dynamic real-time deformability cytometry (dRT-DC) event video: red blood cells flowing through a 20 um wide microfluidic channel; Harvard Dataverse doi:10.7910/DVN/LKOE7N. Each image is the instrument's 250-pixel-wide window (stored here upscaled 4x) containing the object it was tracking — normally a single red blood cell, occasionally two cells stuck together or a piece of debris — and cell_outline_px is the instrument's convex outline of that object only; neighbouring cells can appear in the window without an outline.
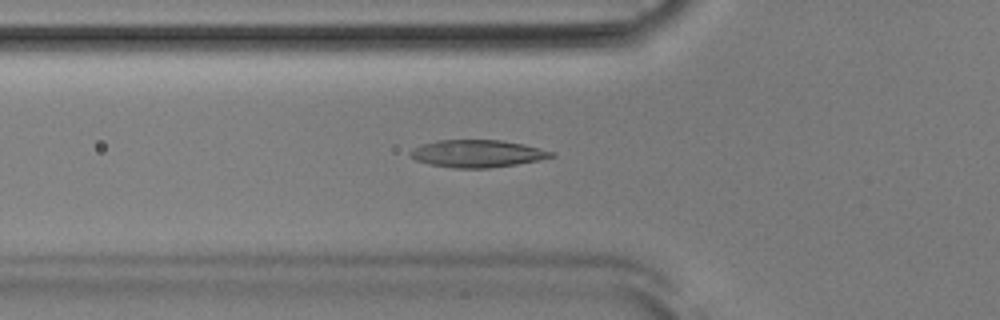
{"species": "Egyptian fruit bat (a non-hibernating species)", "species_latin": "Rousettus aegyptiacus", "temperature_condition": "room temperature", "stored_images_in_passage": 52, "camera_frame_rate_fps": 3000, "um_per_image_px": 0.085, "animal": {"sex": "male"}, "frame": {"image": 1, "passage_image": 18, "time_ms": 5.667, "image_size_px": [1000, 320], "cell_outline_px": [[556, 156], [516, 164], [488, 168], [452, 168], [428, 164], [416, 160], [408, 156], [408, 152], [412, 148], [420, 144], [436, 140], [500, 140], [524, 144], [556, 152]], "centroid_in_image_um": [40.52, 13.05], "position_along_channel_um": 85.3, "area_um2": 22.72}}
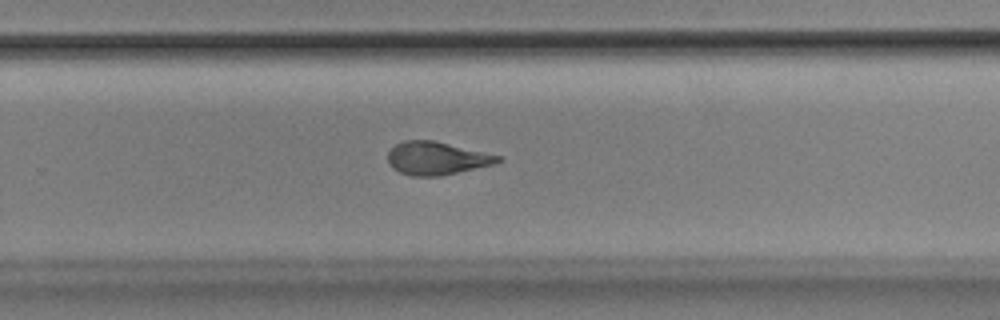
{"frame": {"image": 2, "passage_image": 34, "time_ms": 11.0, "image_size_px": [1000, 320], "cell_outline_px": [[500, 160], [496, 164], [440, 176], [412, 176], [400, 172], [392, 168], [388, 160], [388, 152], [396, 144], [404, 140], [432, 140], [500, 156]], "centroid_in_image_um": [37.08, 13.46], "position_along_channel_um": 292.7, "area_um2": 20.92}}
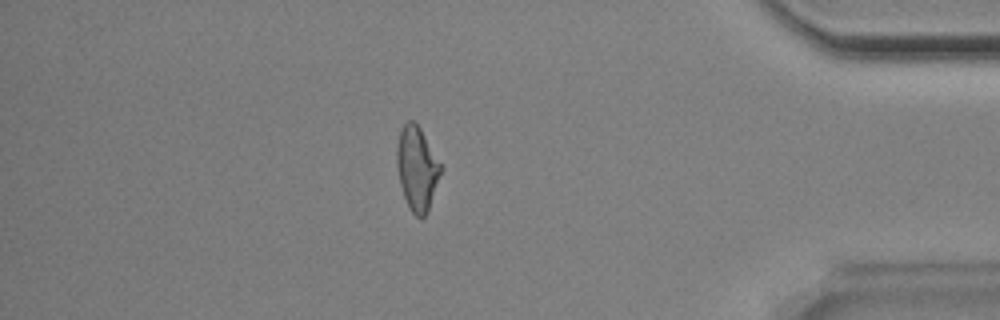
{"frame": {"image": 3, "passage_image": 45, "time_ms": 14.667, "image_size_px": [1000, 320], "cell_outline_px": [[444, 168], [428, 212], [420, 220], [408, 208], [400, 184], [396, 164], [396, 148], [400, 132], [404, 124], [408, 120], [412, 120], [420, 128]], "centroid_in_image_um": [35.46, 14.36], "position_along_channel_um": 399.7, "area_um2": 21.79}, "authors_computed_cell_mechanics": {"area_um2": 21.7039, "velocity_mm_per_s": 3.8837, "shape_relaxation_time_tau1_ms": 9.0452, "shape_relaxation_time_tau2_ms": 1.969, "deformation_change_tau1": 0.2561, "deformation_change_tau2": 0.1022}}